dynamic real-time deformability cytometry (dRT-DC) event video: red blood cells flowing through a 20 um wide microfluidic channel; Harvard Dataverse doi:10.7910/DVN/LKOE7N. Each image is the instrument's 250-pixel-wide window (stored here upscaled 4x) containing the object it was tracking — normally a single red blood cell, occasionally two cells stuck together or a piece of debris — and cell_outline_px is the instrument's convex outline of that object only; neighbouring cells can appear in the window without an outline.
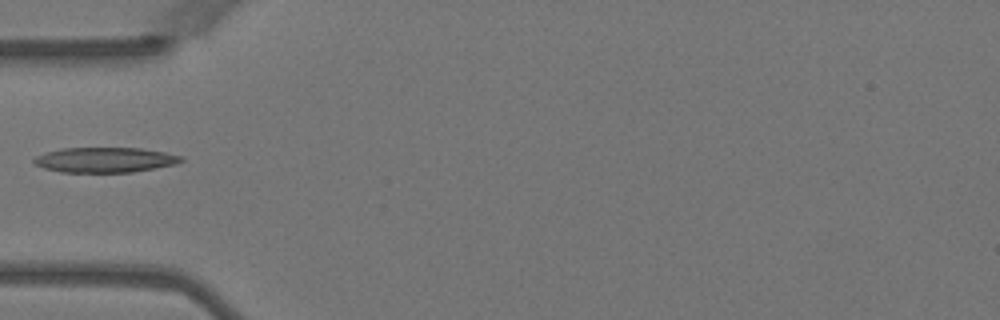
{"species": "Egyptian fruit bat (a non-hibernating species)", "species_latin": "Rousettus aegyptiacus", "temperature_condition": "warm", "stored_images_in_passage": 39, "camera_frame_rate_fps": 3000, "um_per_image_px": 0.085, "animal": {"sex": "female"}, "frame": {"image": 1, "passage_image": 1, "time_ms": 0.0, "image_size_px": [1000, 320], "cell_outline_px": [[184, 160], [176, 164], [132, 172], [60, 172], [44, 168], [36, 164], [32, 160], [36, 156], [60, 148], [140, 148], [164, 152], [184, 156]], "centroid_in_image_um": [8.94, 13.59], "position_along_channel_um": 76.1, "area_um2": 21.44}}
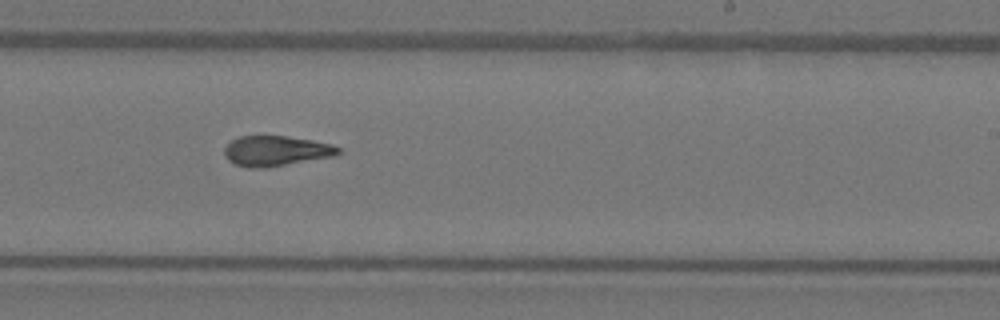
{"frame": {"image": 2, "passage_image": 17, "time_ms": 5.333, "image_size_px": [1000, 320], "cell_outline_px": [[340, 152], [336, 156], [264, 168], [248, 168], [236, 164], [228, 160], [224, 156], [224, 148], [232, 140], [240, 136], [288, 136], [312, 140], [332, 144], [340, 148]], "centroid_in_image_um": [23.47, 12.83], "position_along_channel_um": 265.5, "area_um2": 20.11}}
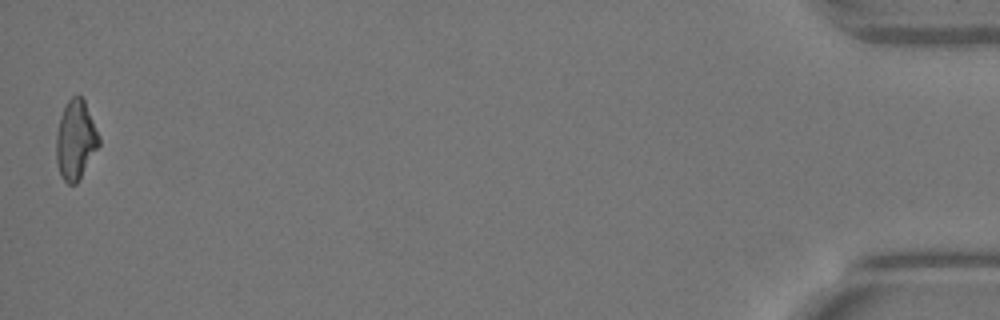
{"frame": {"image": 3, "passage_image": 39, "time_ms": 12.667, "image_size_px": [1000, 320], "cell_outline_px": [[100, 144], [76, 184], [68, 184], [60, 176], [56, 160], [56, 132], [60, 116], [68, 100], [76, 92], [84, 100], [100, 136]], "centroid_in_image_um": [6.41, 11.88], "position_along_channel_um": 428.8, "area_um2": 19.77}}